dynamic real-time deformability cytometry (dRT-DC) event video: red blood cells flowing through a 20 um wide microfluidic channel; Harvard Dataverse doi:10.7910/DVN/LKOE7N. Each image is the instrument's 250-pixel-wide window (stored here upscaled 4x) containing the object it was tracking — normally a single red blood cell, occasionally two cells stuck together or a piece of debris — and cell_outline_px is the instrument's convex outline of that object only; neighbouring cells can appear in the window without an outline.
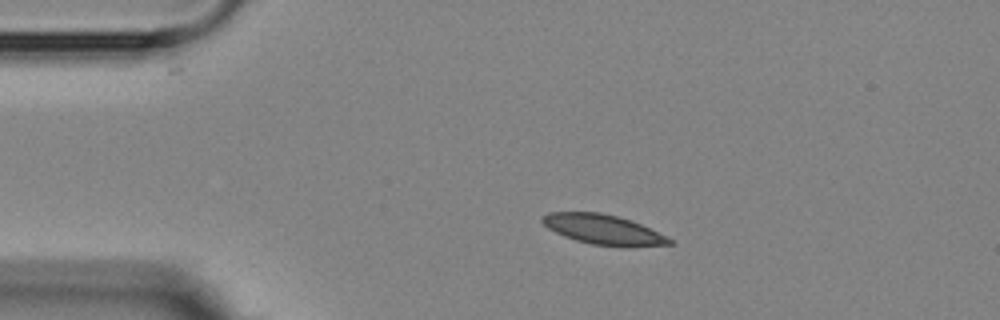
{"species": "Egyptian fruit bat (a non-hibernating species)", "species_latin": "Rousettus aegyptiacus", "temperature_condition": "room temperature", "stored_images_in_passage": 3, "camera_frame_rate_fps": 3000, "um_per_image_px": 0.085, "animal": {"sex": "female"}, "frame": {"image": 1, "passage_image": 1, "time_ms": 0.0, "image_size_px": [1000, 320], "cell_outline_px": [[672, 244], [624, 248], [620, 248], [592, 244], [576, 240], [564, 236], [548, 228], [540, 220], [540, 216], [548, 212], [600, 212], [632, 220], [672, 240]], "centroid_in_image_um": [51.24, 19.52], "position_along_channel_um": 33.8, "area_um2": 22.2}}
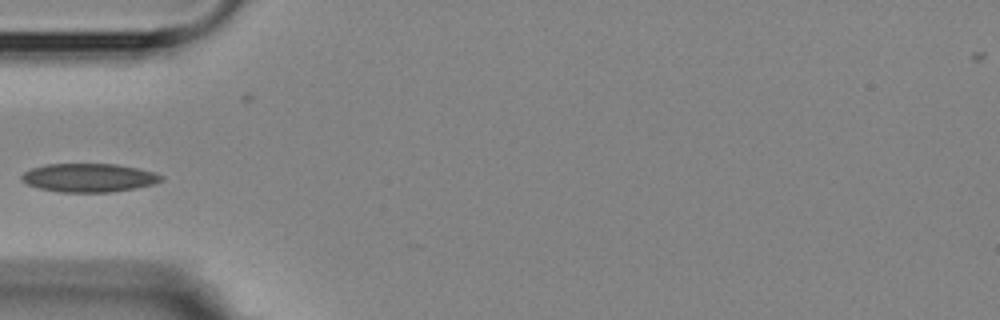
{"frame": {"image": 2, "passage_image": 3, "time_ms": 2.333, "image_size_px": [1000, 320], "cell_outline_px": [[164, 180], [156, 184], [136, 188], [112, 192], [60, 192], [40, 188], [28, 184], [20, 180], [20, 176], [24, 172], [32, 168], [44, 164], [116, 164], [140, 168], [156, 172], [164, 176]], "centroid_in_image_um": [7.61, 15.1], "position_along_channel_um": 77.4, "area_um2": 23.52}}